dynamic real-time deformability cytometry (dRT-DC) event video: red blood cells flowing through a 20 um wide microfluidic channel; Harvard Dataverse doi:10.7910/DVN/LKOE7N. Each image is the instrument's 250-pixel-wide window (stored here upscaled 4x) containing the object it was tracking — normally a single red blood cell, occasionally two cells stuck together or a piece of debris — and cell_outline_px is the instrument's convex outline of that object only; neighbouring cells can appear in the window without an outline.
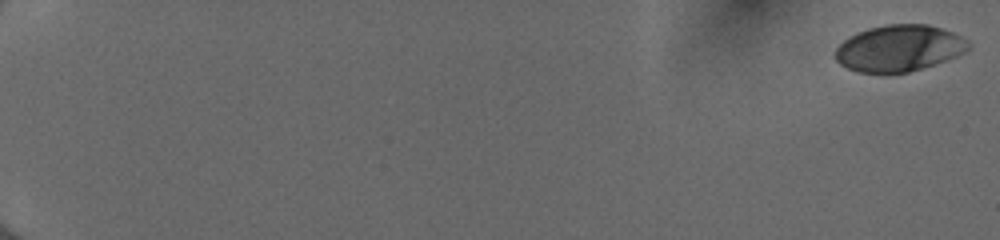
{"species": "human", "species_latin": "Homo sapiens", "temperature_condition": "cold", "stored_images_in_passage": 17, "camera_frame_rate_fps": 3000, "um_per_image_px": 0.085, "donor": {"sex": "female"}, "frame": {"image": 1, "passage_image": 1, "time_ms": 0.0, "image_size_px": [1000, 240], "cell_outline_px": [[972, 44], [968, 52], [908, 72], [856, 72], [840, 64], [836, 60], [836, 48], [844, 40], [868, 28], [888, 24], [928, 24], [952, 32], [968, 40]], "centroid_in_image_um": [76.46, 4.09], "position_along_channel_um": 8.5, "area_um2": 35.6}}
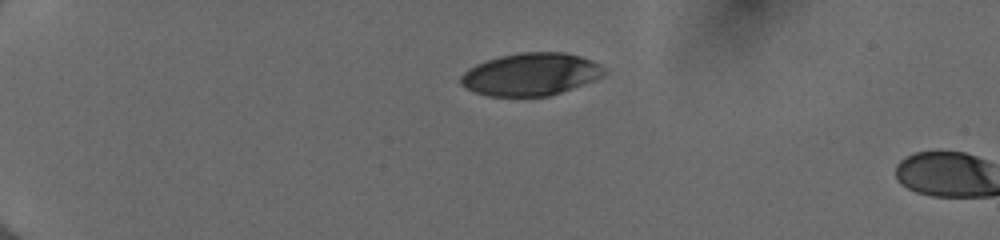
{"frame": {"image": 2, "passage_image": 15, "time_ms": 4.667, "image_size_px": [1000, 240], "cell_outline_px": [[608, 72], [604, 76], [572, 88], [548, 96], [488, 96], [464, 88], [460, 84], [460, 76], [468, 68], [476, 64], [500, 56], [520, 52], [564, 52], [580, 56], [604, 68]], "centroid_in_image_um": [45.08, 6.32], "position_along_channel_um": 39.9, "area_um2": 35.37}}